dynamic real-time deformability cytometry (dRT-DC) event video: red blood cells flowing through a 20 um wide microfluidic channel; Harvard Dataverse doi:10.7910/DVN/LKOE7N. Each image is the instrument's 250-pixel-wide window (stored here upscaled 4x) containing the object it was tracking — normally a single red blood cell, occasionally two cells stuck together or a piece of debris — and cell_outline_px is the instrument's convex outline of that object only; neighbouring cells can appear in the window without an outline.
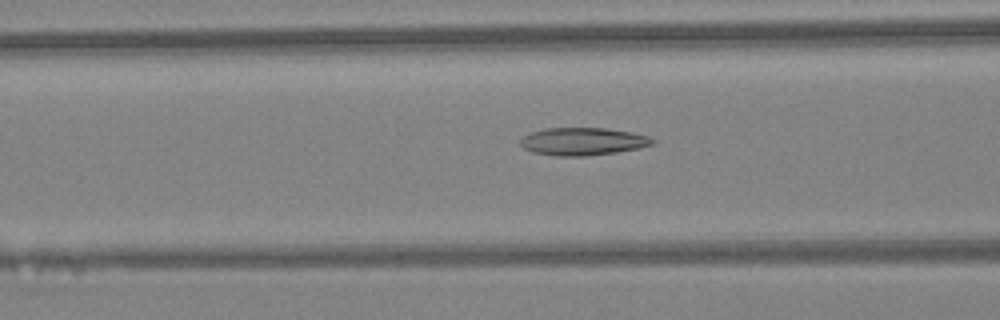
{"species": "Egyptian fruit bat (a non-hibernating species)", "species_latin": "Rousettus aegyptiacus", "temperature_condition": "warm", "stored_images_in_passage": 27, "camera_frame_rate_fps": 3000, "um_per_image_px": 0.085, "animal": {"sex": "female"}, "frame": {"image": 1, "passage_image": 9, "time_ms": 2.667, "image_size_px": [1000, 320], "cell_outline_px": [[656, 140], [652, 144], [640, 148], [616, 152], [588, 156], [556, 156], [532, 152], [524, 148], [520, 144], [520, 140], [524, 136], [532, 132], [544, 128], [604, 128], [632, 132], [648, 136]], "centroid_in_image_um": [49.54, 12.02], "position_along_channel_um": 117.1, "area_um2": 21.33}}
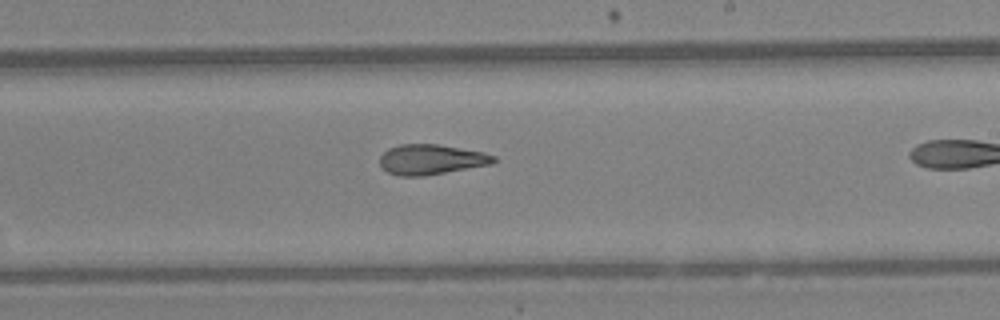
{"frame": {"image": 2, "passage_image": 18, "time_ms": 5.667, "image_size_px": [1000, 320], "cell_outline_px": [[500, 160], [492, 164], [424, 176], [400, 176], [388, 172], [380, 164], [380, 156], [388, 148], [400, 144], [436, 144], [484, 152], [496, 156]], "centroid_in_image_um": [36.68, 13.55], "position_along_channel_um": 252.3, "area_um2": 20.06}}
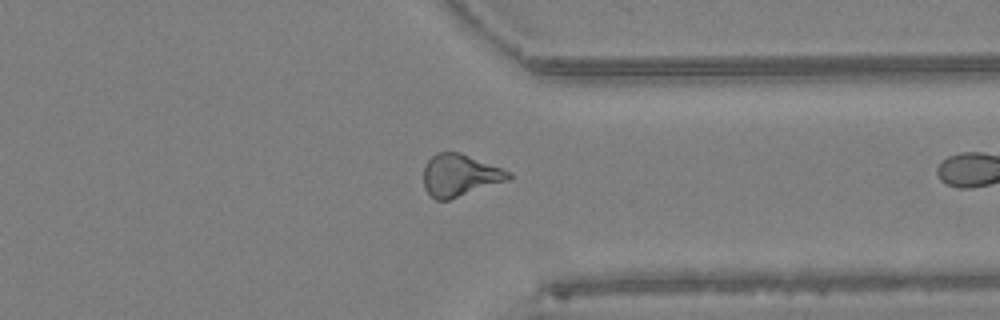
{"frame": {"image": 3, "passage_image": 26, "time_ms": 8.333, "image_size_px": [1000, 320], "cell_outline_px": [[512, 176], [508, 180], [448, 200], [436, 200], [424, 188], [424, 164], [436, 152], [460, 152], [512, 172]], "centroid_in_image_um": [39.08, 14.89], "position_along_channel_um": 372.3, "area_um2": 20.75}}